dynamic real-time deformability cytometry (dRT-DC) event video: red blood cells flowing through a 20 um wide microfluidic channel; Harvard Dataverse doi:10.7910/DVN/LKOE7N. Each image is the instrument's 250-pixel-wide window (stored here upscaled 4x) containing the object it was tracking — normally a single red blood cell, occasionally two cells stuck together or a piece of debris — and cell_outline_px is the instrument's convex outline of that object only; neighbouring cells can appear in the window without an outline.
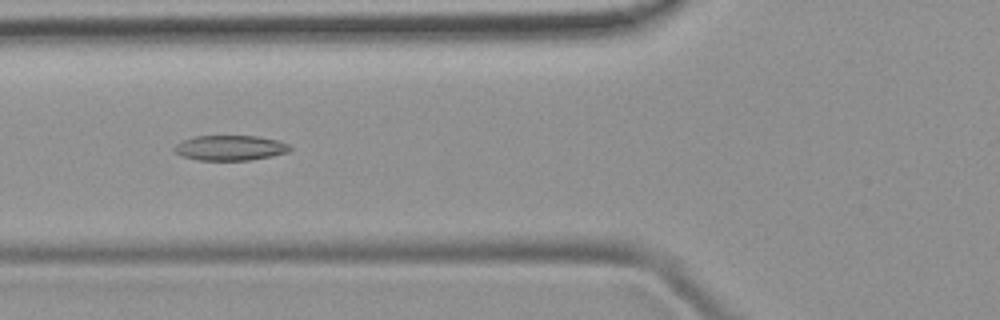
{"species": "common noctule bat (a hibernating species)", "species_latin": "Nyctalus noctula", "temperature_condition": "room temperature", "stored_images_in_passage": 8, "camera_frame_rate_fps": 3000, "um_per_image_px": 0.085, "animal": {"sex": "female", "body_mass_g": 19.9}, "frame": {"image": 1, "passage_image": 5, "time_ms": 4.667, "image_size_px": [1000, 320], "cell_outline_px": [[292, 148], [288, 152], [272, 156], [248, 160], [200, 160], [180, 156], [172, 148], [176, 144], [184, 140], [196, 136], [256, 136], [280, 140], [288, 144]], "centroid_in_image_um": [19.58, 12.57], "position_along_channel_um": 106.2, "area_um2": 16.94}}
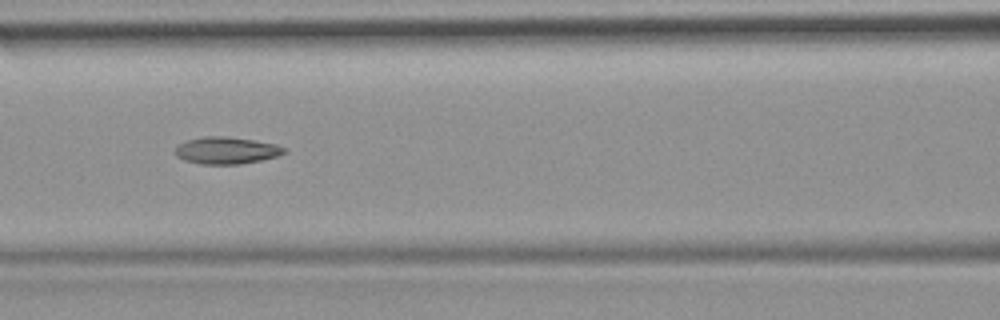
{"frame": {"image": 2, "passage_image": 6, "time_ms": 5.667, "image_size_px": [1000, 320], "cell_outline_px": [[288, 152], [276, 156], [260, 160], [240, 164], [200, 164], [184, 160], [176, 156], [176, 148], [180, 144], [188, 140], [208, 136], [224, 136], [252, 140], [276, 144], [288, 148]], "centroid_in_image_um": [19.29, 12.79], "position_along_channel_um": 147.3, "area_um2": 16.99}}
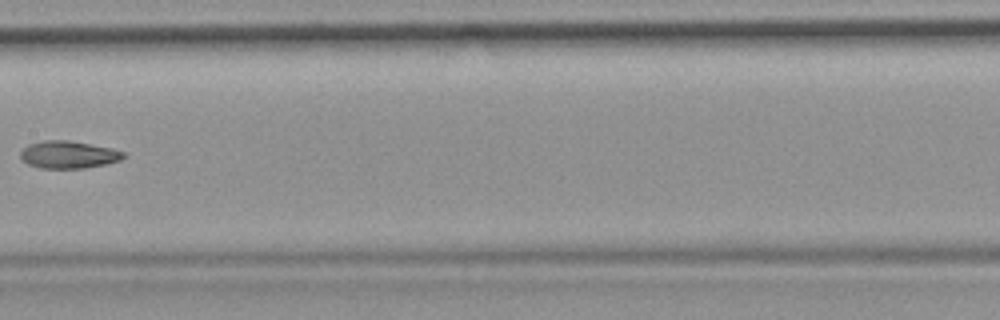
{"frame": {"image": 3, "passage_image": 7, "time_ms": 7.0, "image_size_px": [1000, 320], "cell_outline_px": [[128, 156], [120, 160], [108, 164], [84, 168], [40, 168], [28, 164], [20, 156], [20, 152], [28, 144], [44, 140], [68, 140], [112, 148], [124, 152]], "centroid_in_image_um": [5.85, 13.14], "position_along_channel_um": 201.5, "area_um2": 16.53}}